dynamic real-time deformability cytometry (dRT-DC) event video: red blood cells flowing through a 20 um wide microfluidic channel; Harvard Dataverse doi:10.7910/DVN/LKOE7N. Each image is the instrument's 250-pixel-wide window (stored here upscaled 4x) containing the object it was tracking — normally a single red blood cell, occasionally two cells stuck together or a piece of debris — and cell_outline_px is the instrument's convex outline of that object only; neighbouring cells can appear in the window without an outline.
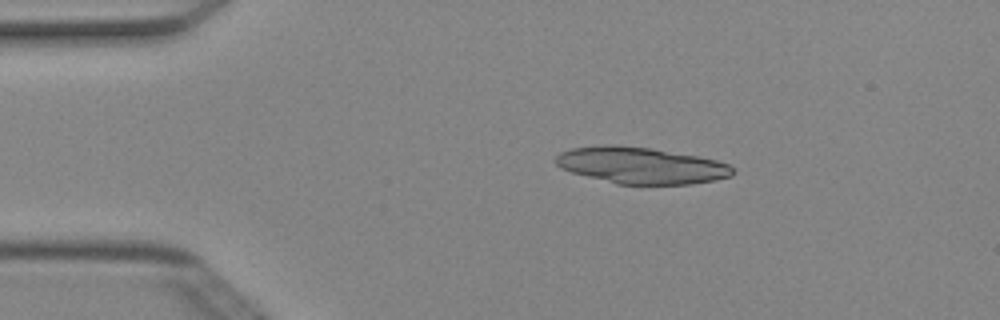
{"species": "Egyptian fruit bat (a non-hibernating species)", "species_latin": "Rousettus aegyptiacus", "temperature_condition": "cold", "stored_images_in_passage": 5, "camera_frame_rate_fps": 3000, "um_per_image_px": 0.085, "animal": {"sex": "female"}, "frame": {"image": 1, "passage_image": 3, "time_ms": 0.667, "image_size_px": [1000, 320], "cell_outline_px": [[736, 172], [732, 176], [716, 180], [692, 184], [616, 184], [572, 172], [560, 168], [556, 164], [556, 156], [560, 152], [572, 148], [600, 144], [616, 144], [652, 148], [700, 156], [716, 160], [728, 164]], "centroid_in_image_um": [54.5, 14.05], "position_along_channel_um": 30.5, "area_um2": 37.97}}
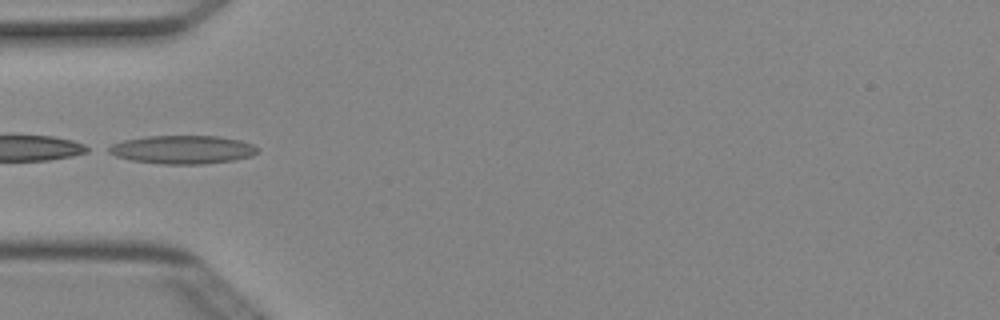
{"frame": {"image": 2, "passage_image": 5, "time_ms": 1.333, "image_size_px": [1000, 320], "cell_outline_px": [[260, 148], [252, 156], [232, 160], [200, 164], [164, 164], [132, 160], [116, 156], [108, 152], [104, 148], [112, 144], [124, 140], [148, 136], [216, 136], [240, 140], [252, 144]], "centroid_in_image_um": [15.5, 12.71], "position_along_channel_um": 69.5, "area_um2": 24.51}}